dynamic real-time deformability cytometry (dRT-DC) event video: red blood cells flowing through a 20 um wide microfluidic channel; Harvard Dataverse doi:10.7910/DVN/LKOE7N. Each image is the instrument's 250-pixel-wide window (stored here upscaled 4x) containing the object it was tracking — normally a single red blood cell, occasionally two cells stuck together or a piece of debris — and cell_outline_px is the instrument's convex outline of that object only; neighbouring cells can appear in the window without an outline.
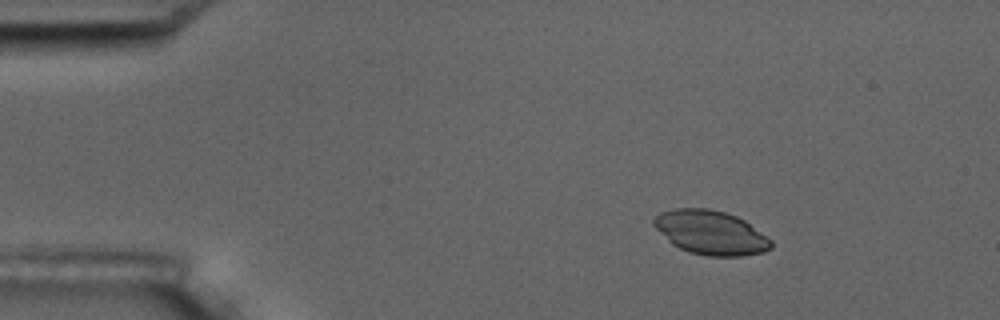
{"species": "common noctule bat (a hibernating species)", "species_latin": "Nyctalus noctula", "temperature_condition": "room temperature", "stored_images_in_passage": 4, "camera_frame_rate_fps": 3000, "um_per_image_px": 0.085, "animal": {"sex": "male", "body_mass_g": 17.5, "forearm_length_mm": 52.3}, "frame": {"image": 1, "passage_image": 2, "time_ms": 1.0, "image_size_px": [1000, 320], "cell_outline_px": [[772, 248], [764, 252], [740, 256], [708, 256], [688, 252], [672, 244], [652, 224], [652, 220], [660, 212], [672, 208], [708, 208], [724, 212], [736, 216], [744, 220], [772, 240]], "centroid_in_image_um": [60.4, 19.76], "position_along_channel_um": 24.6, "area_um2": 30.11}}